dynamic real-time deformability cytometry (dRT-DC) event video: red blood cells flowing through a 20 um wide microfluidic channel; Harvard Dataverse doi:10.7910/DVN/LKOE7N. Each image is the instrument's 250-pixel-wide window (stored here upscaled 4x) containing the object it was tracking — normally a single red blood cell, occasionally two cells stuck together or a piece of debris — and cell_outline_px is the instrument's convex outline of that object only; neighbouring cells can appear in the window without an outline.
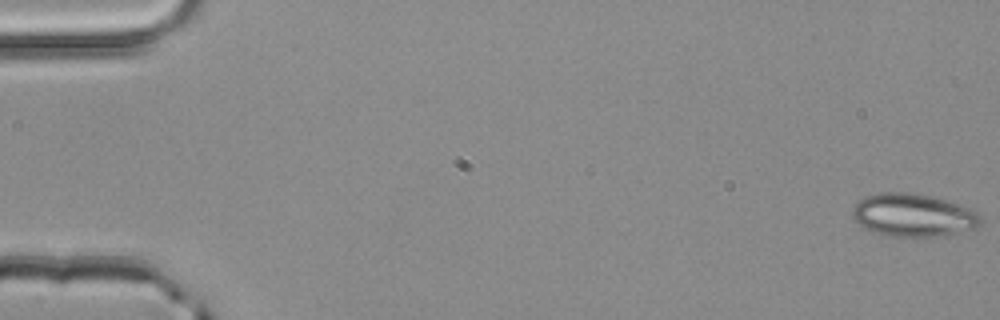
{"species": "common noctule bat (a hibernating species)", "species_latin": "Nyctalus noctula", "temperature_condition": "room temperature", "stored_images_in_passage": 10, "camera_frame_rate_fps": 3000, "um_per_image_px": 0.085, "animal": {"sex": "male", "body_mass_g": 20.4}, "frame": {"image": 1, "passage_image": 1, "time_ms": 0.0, "image_size_px": [1000, 320], "cell_outline_px": [[980, 224], [976, 228], [936, 236], [892, 236], [872, 232], [856, 224], [852, 216], [852, 208], [864, 196], [884, 192], [908, 192], [936, 196], [972, 208], [980, 216]], "centroid_in_image_um": [77.59, 18.27], "position_along_channel_um": 7.4, "area_um2": 32.25}}